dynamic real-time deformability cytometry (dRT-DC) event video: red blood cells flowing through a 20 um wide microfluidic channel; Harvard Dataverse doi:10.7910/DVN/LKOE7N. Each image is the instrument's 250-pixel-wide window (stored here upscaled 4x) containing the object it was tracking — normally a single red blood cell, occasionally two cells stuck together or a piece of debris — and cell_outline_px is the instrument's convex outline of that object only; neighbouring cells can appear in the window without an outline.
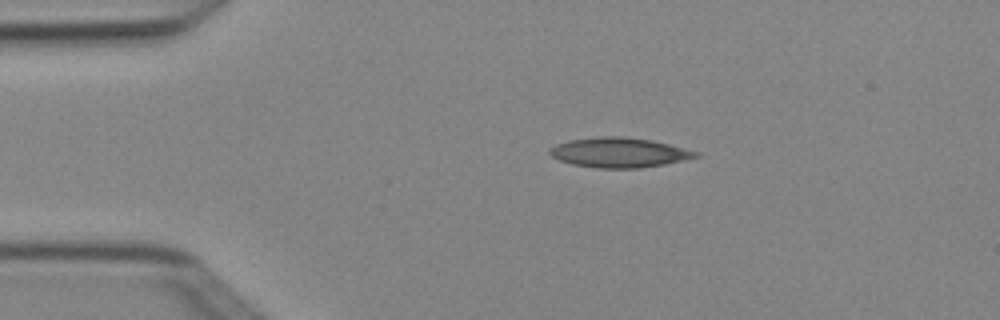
{"species": "Egyptian fruit bat (a non-hibernating species)", "species_latin": "Rousettus aegyptiacus", "temperature_condition": "cold", "stored_images_in_passage": 2, "camera_frame_rate_fps": 3000, "um_per_image_px": 0.085, "animal": {"sex": "female"}, "frame": {"image": 1, "passage_image": 1, "time_ms": 0.0, "image_size_px": [1000, 320], "cell_outline_px": [[700, 156], [664, 164], [640, 168], [596, 168], [572, 164], [560, 160], [552, 156], [548, 152], [548, 148], [556, 144], [568, 140], [596, 136], [624, 136], [652, 140], [700, 152]], "centroid_in_image_um": [52.59, 12.95], "position_along_channel_um": 32.4, "area_um2": 25.49}}
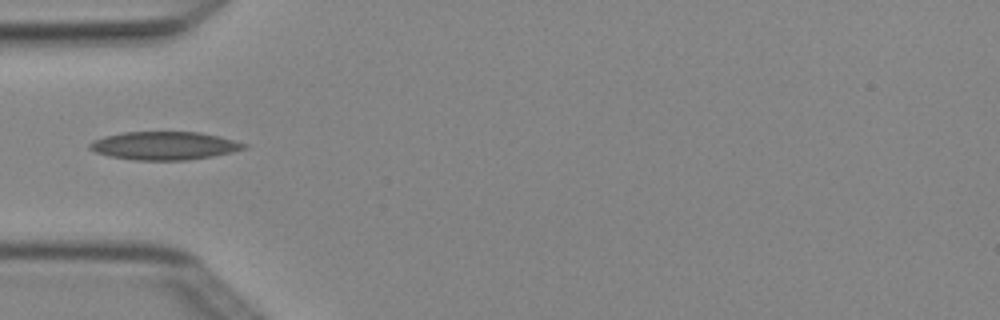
{"frame": {"image": 2, "passage_image": 2, "time_ms": 0.333, "image_size_px": [1000, 320], "cell_outline_px": [[248, 148], [232, 152], [212, 156], [184, 160], [132, 160], [108, 156], [96, 152], [88, 148], [88, 144], [92, 140], [104, 136], [124, 132], [200, 132], [220, 136], [248, 144]], "centroid_in_image_um": [13.96, 12.38], "position_along_channel_um": 71.0, "area_um2": 25.49}}